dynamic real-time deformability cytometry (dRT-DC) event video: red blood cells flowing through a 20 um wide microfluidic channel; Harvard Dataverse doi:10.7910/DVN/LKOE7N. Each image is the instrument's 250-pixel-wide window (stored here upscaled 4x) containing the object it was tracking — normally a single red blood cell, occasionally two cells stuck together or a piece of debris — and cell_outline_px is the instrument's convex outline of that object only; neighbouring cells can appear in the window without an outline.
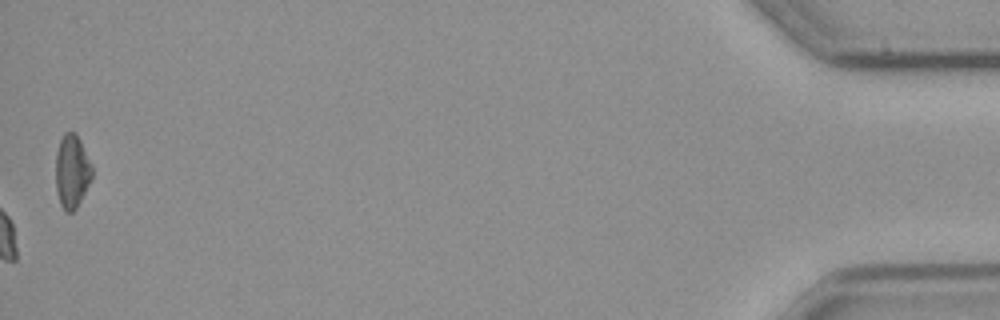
{"species": "common noctule bat (a hibernating species)", "species_latin": "Nyctalus noctula", "temperature_condition": "cold", "stored_images_in_passage": 57, "camera_frame_rate_fps": 3000, "um_per_image_px": 0.085, "animal": {"sex": "male", "body_mass_g": 23.1, "forearm_length_mm": 52.7}, "frame": {"image": 1, "passage_image": 57, "time_ms": 18.667, "image_size_px": [1000, 320], "cell_outline_px": [[92, 176], [76, 208], [72, 212], [68, 212], [60, 204], [56, 188], [56, 152], [60, 140], [64, 132], [76, 132], [92, 164]], "centroid_in_image_um": [6.11, 14.52], "position_along_channel_um": 429.1, "area_um2": 15.37}}